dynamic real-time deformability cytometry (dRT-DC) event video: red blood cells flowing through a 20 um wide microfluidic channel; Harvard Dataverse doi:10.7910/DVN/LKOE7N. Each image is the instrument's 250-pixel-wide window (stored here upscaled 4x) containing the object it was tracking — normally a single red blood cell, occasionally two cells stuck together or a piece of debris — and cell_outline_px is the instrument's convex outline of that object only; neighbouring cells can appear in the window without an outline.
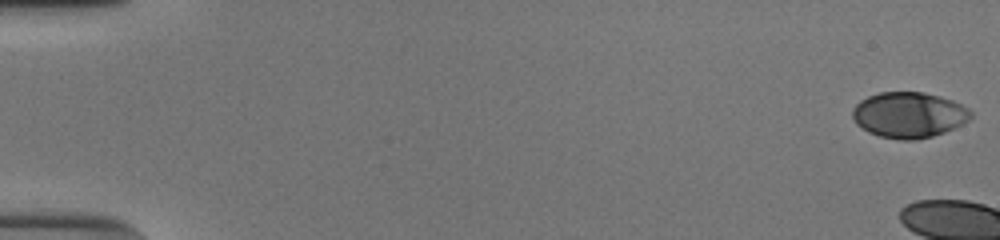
{"species": "human", "species_latin": "Homo sapiens", "temperature_condition": "cold", "stored_images_in_passage": 7, "camera_frame_rate_fps": 3000, "um_per_image_px": 0.085, "donor": {"sex": "male"}, "frame": {"image": 1, "passage_image": 1, "time_ms": 0.0, "image_size_px": [1000, 240], "cell_outline_px": [[972, 116], [968, 120], [944, 132], [932, 136], [916, 140], [900, 140], [880, 136], [868, 132], [856, 124], [852, 116], [852, 108], [860, 100], [868, 96], [880, 92], [924, 92], [940, 96], [952, 100], [968, 108], [972, 112]], "centroid_in_image_um": [77.22, 9.76], "position_along_channel_um": 7.8, "area_um2": 31.5}}